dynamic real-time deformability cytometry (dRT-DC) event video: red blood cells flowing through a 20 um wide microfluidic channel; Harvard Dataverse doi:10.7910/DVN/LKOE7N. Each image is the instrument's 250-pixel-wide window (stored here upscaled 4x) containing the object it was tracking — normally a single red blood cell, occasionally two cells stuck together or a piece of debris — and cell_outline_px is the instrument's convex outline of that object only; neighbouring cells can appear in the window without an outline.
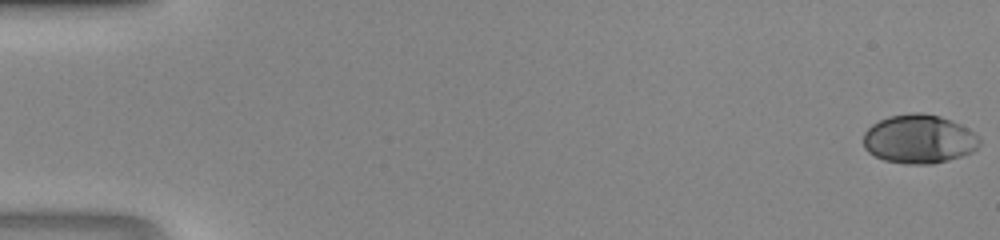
{"species": "human", "species_latin": "Homo sapiens", "temperature_condition": "room temperature", "stored_images_in_passage": 48, "camera_frame_rate_fps": 3000, "um_per_image_px": 0.085, "donor": {"sex": "male"}, "frame": {"image": 1, "passage_image": 1, "time_ms": 0.0, "image_size_px": [1000, 240], "cell_outline_px": [[980, 144], [972, 152], [948, 160], [932, 164], [904, 164], [884, 160], [868, 152], [864, 148], [864, 132], [872, 124], [888, 116], [912, 112], [924, 112], [940, 116], [952, 120], [968, 128], [980, 136]], "centroid_in_image_um": [78.12, 11.81], "position_along_channel_um": 6.9, "area_um2": 33.35}}
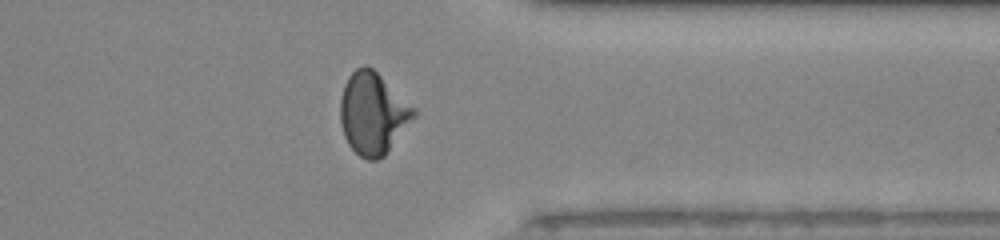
{"frame": {"image": 2, "passage_image": 39, "time_ms": 12.667, "image_size_px": [1000, 240], "cell_outline_px": [[416, 116], [384, 156], [376, 160], [368, 160], [360, 156], [348, 144], [344, 136], [340, 124], [340, 100], [344, 84], [348, 76], [356, 68], [364, 64], [368, 64], [416, 108]], "centroid_in_image_um": [31.69, 9.62], "position_along_channel_um": 379.7, "area_um2": 35.14}}
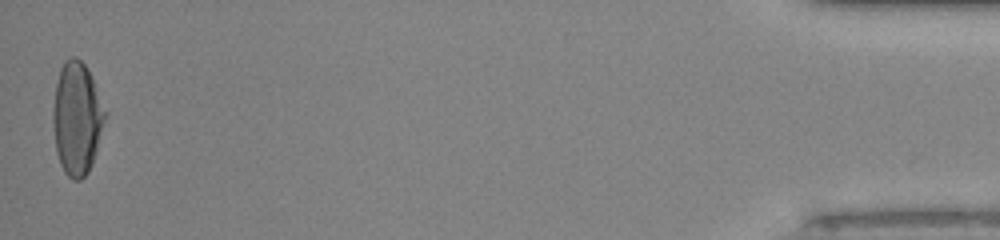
{"frame": {"image": 3, "passage_image": 48, "time_ms": 15.667, "image_size_px": [1000, 240], "cell_outline_px": [[108, 112], [96, 152], [92, 164], [88, 172], [80, 180], [72, 180], [64, 172], [60, 164], [56, 152], [52, 120], [52, 112], [56, 84], [60, 68], [64, 60], [68, 56], [76, 56], [84, 64]], "centroid_in_image_um": [6.53, 10.07], "position_along_channel_um": 428.7, "area_um2": 34.45}}